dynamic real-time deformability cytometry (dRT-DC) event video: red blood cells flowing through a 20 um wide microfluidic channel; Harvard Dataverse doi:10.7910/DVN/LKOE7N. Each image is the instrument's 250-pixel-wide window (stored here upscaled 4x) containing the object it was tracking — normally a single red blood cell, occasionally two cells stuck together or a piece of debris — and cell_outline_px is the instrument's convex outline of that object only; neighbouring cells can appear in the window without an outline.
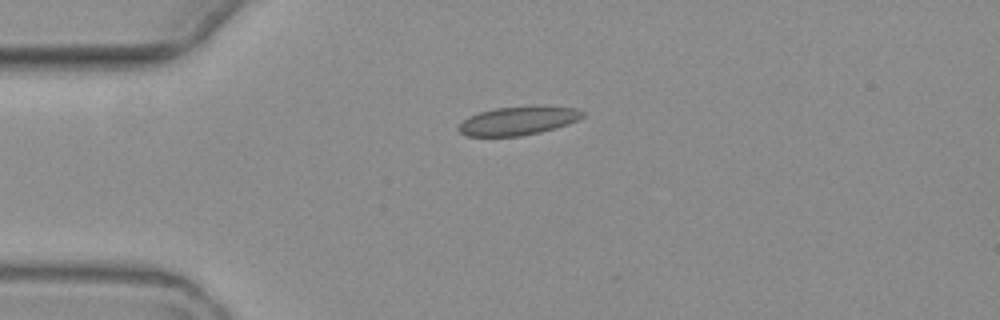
{"species": "common noctule bat (a hibernating species)", "species_latin": "Nyctalus noctula", "temperature_condition": "warm", "stored_images_in_passage": 6, "camera_frame_rate_fps": 3000, "um_per_image_px": 0.085, "animal": {"sex": "female", "body_mass_g": 19.3, "forearm_length_mm": 54.1}, "frame": {"image": 1, "passage_image": 1, "time_ms": 0.0, "image_size_px": [1000, 320], "cell_outline_px": [[584, 116], [568, 124], [540, 132], [520, 136], [468, 136], [460, 132], [456, 128], [468, 116], [480, 112], [496, 108], [576, 108], [584, 112]], "centroid_in_image_um": [43.97, 10.3], "position_along_channel_um": 41.0, "area_um2": 19.77}}
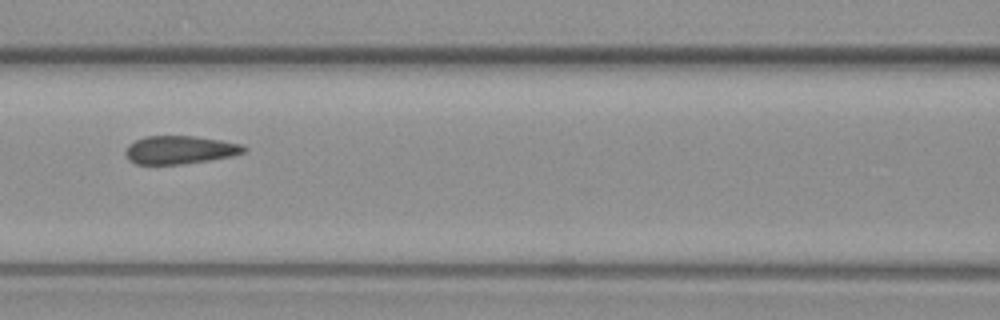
{"frame": {"image": 2, "passage_image": 4, "time_ms": 3.667, "image_size_px": [1000, 320], "cell_outline_px": [[248, 148], [244, 152], [232, 156], [208, 160], [180, 164], [136, 164], [128, 160], [124, 152], [128, 144], [144, 136], [196, 136], [244, 144]], "centroid_in_image_um": [15.28, 12.73], "position_along_channel_um": 151.3, "area_um2": 19.54}}
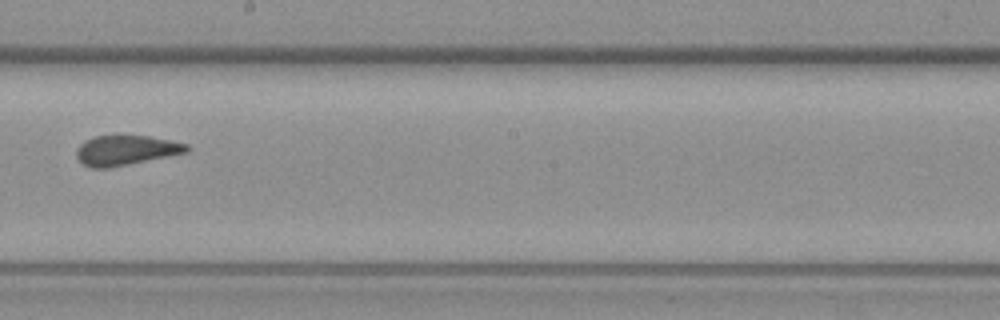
{"frame": {"image": 3, "passage_image": 6, "time_ms": 6.0, "image_size_px": [1000, 320], "cell_outline_px": [[192, 148], [188, 152], [108, 168], [88, 168], [76, 156], [76, 148], [84, 140], [92, 136], [148, 136], [188, 144]], "centroid_in_image_um": [10.68, 12.77], "position_along_channel_um": 237.5, "area_um2": 19.13}}